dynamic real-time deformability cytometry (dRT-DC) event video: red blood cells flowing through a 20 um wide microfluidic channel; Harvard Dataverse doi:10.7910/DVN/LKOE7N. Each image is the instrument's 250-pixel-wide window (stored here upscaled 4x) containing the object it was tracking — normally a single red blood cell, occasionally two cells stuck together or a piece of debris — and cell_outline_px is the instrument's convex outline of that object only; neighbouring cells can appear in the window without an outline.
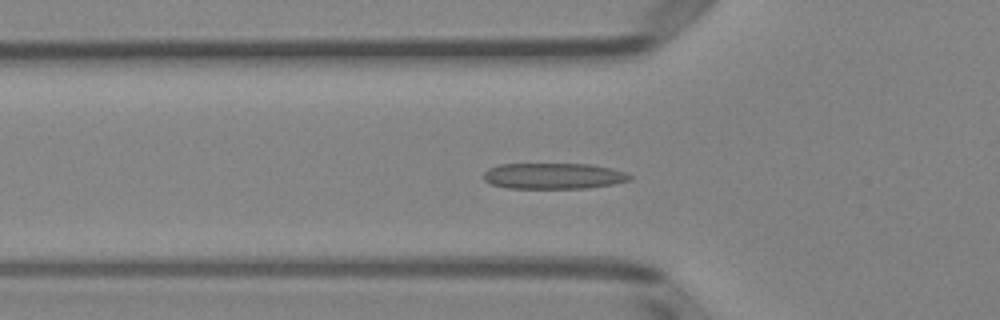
{"species": "Egyptian fruit bat (a non-hibernating species)", "species_latin": "Rousettus aegyptiacus", "temperature_condition": "room temperature", "stored_images_in_passage": 52, "camera_frame_rate_fps": 3000, "um_per_image_px": 0.085, "animal": {"sex": "female"}, "frame": {"image": 1, "passage_image": 17, "time_ms": 5.333, "image_size_px": [1000, 320], "cell_outline_px": [[632, 180], [612, 184], [588, 188], [508, 188], [492, 184], [484, 180], [484, 172], [488, 168], [500, 164], [592, 164], [612, 168], [624, 172], [632, 176]], "centroid_in_image_um": [47.06, 14.95], "position_along_channel_um": 78.7, "area_um2": 22.14}}
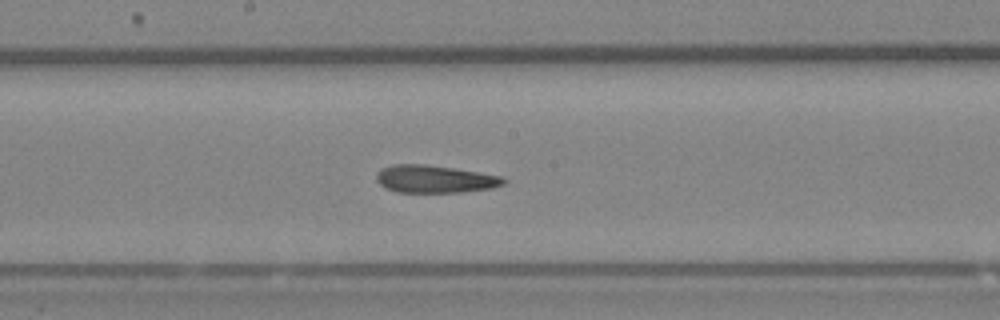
{"frame": {"image": 2, "passage_image": 27, "time_ms": 8.667, "image_size_px": [1000, 320], "cell_outline_px": [[508, 180], [504, 184], [492, 188], [460, 192], [396, 192], [380, 184], [376, 180], [376, 176], [384, 168], [392, 164], [424, 164], [452, 168], [504, 176]], "centroid_in_image_um": [37.01, 15.22], "position_along_channel_um": 211.2, "area_um2": 20.29}}
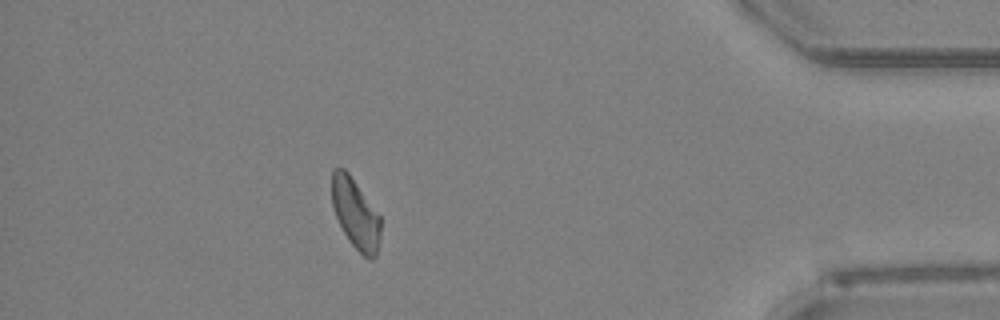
{"frame": {"image": 3, "passage_image": 45, "time_ms": 14.667, "image_size_px": [1000, 320], "cell_outline_px": [[380, 236], [376, 256], [372, 260], [368, 260], [348, 240], [336, 216], [332, 204], [332, 172], [336, 168], [344, 168], [348, 172], [380, 216]], "centroid_in_image_um": [30.22, 18.18], "position_along_channel_um": 405.0, "area_um2": 19.65}, "authors_computed_cell_mechanics": {"area_um2": 20.9525, "velocity_mm_per_s": 3.9859, "shape_relaxation_time_tau1_ms": 7.3317, "shape_relaxation_time_tau2_ms": 2.4804, "deformation_change_tau1": 0.1901, "deformation_change_tau2": 0.1164}}